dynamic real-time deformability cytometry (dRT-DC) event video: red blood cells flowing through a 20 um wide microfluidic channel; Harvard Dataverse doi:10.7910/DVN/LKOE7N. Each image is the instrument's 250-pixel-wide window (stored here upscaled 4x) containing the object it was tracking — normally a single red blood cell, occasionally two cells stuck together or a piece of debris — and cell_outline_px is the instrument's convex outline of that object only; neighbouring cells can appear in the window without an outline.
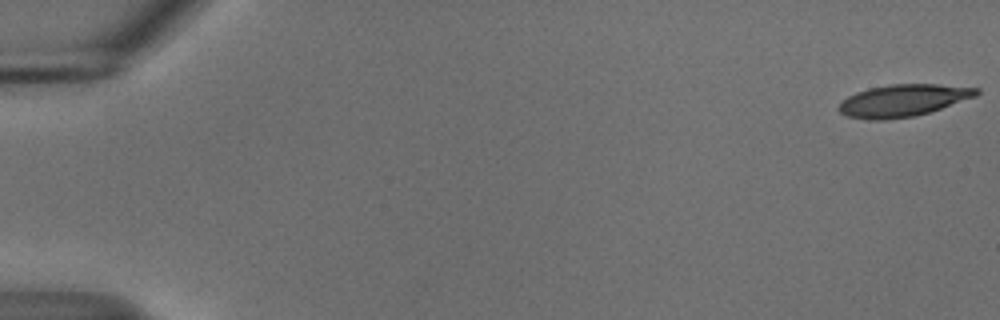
{"species": "common noctule bat (a hibernating species)", "species_latin": "Nyctalus noctula", "temperature_condition": "cold", "stored_images_in_passage": 55, "camera_frame_rate_fps": 3000, "um_per_image_px": 0.085, "animal": {"sex": "male", "body_mass_g": 18.8}, "frame": {"image": 1, "passage_image": 1, "time_ms": 0.0, "image_size_px": [1000, 320], "cell_outline_px": [[980, 92], [976, 96], [928, 112], [912, 116], [884, 120], [868, 120], [848, 116], [840, 112], [836, 108], [848, 96], [856, 92], [868, 88], [888, 84], [936, 84], [980, 88]], "centroid_in_image_um": [76.74, 8.53], "position_along_channel_um": 8.3, "area_um2": 25.55}}
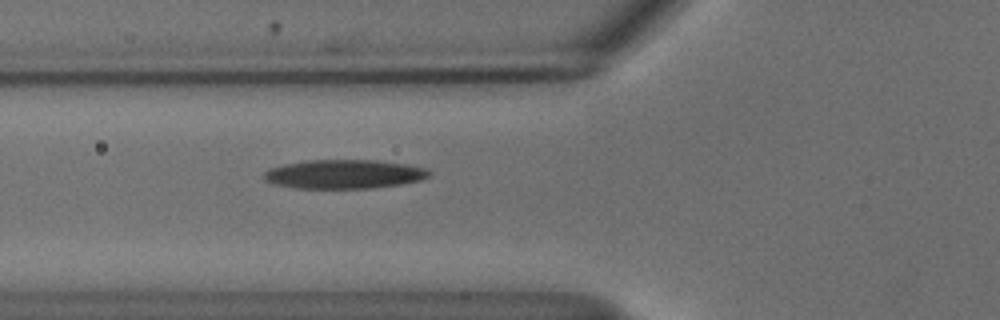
{"frame": {"image": 2, "passage_image": 21, "time_ms": 6.667, "image_size_px": [1000, 320], "cell_outline_px": [[432, 172], [428, 176], [420, 180], [400, 184], [372, 188], [296, 188], [272, 184], [264, 180], [264, 172], [272, 168], [284, 164], [308, 160], [376, 160], [408, 164], [428, 168]], "centroid_in_image_um": [29.27, 14.8], "position_along_channel_um": 96.5, "area_um2": 27.98}}
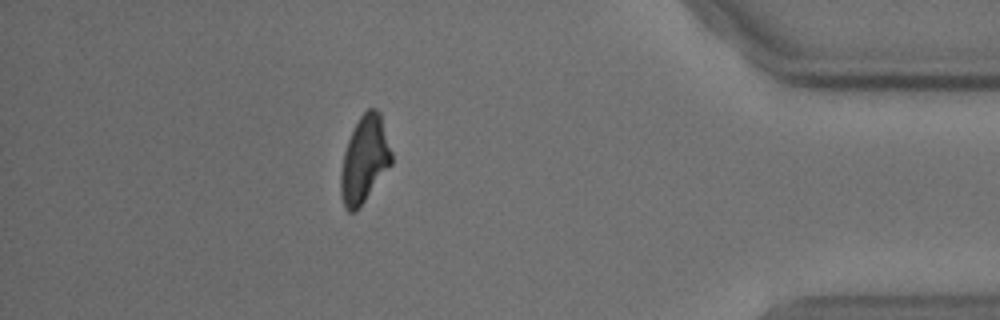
{"frame": {"image": 3, "passage_image": 49, "time_ms": 16.0, "image_size_px": [1000, 320], "cell_outline_px": [[392, 164], [360, 208], [356, 212], [348, 212], [344, 208], [340, 192], [340, 172], [344, 152], [348, 140], [360, 116], [368, 108], [376, 108], [380, 112], [392, 152]], "centroid_in_image_um": [30.98, 13.6], "position_along_channel_um": 404.2, "area_um2": 25.84}, "authors_computed_cell_mechanics": {"area_um2": 27.3394, "velocity_mm_per_s": 3.6851, "shape_relaxation_time_tau1_ms": 5.759, "shape_relaxation_time_tau2_ms": 5.4398, "deformation_change_tau1": 0.1714, "deformation_change_tau2": 0.1523}}